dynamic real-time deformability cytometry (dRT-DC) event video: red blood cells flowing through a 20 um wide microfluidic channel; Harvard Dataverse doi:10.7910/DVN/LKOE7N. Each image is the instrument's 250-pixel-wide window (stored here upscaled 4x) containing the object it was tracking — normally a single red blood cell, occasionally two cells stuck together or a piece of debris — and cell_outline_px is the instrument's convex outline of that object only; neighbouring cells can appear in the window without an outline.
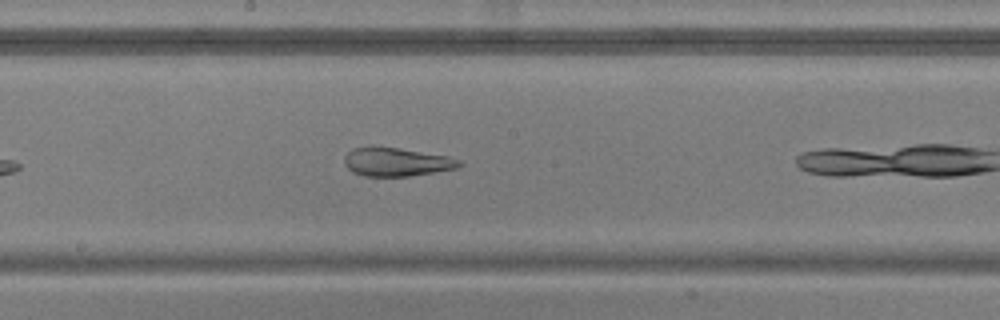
{"species": "common noctule bat (a hibernating species)", "species_latin": "Nyctalus noctula", "temperature_condition": "warm", "stored_images_in_passage": 11, "segment_of_instrument_passage": [2, 2], "camera_frame_rate_fps": 3000, "um_per_image_px": 0.085, "animal": {"sex": "male", "body_mass_g": 20.5, "forearm_length_mm": 52.5}, "frame": {"image": 1, "passage_image": 10, "time_ms": 3.0, "image_size_px": [1000, 320], "cell_outline_px": [[464, 164], [456, 168], [408, 176], [364, 176], [352, 172], [344, 164], [344, 156], [352, 148], [368, 144], [372, 144], [400, 148], [448, 156], [460, 160]], "centroid_in_image_um": [33.63, 13.73], "position_along_channel_um": 214.6, "area_um2": 19.54}}